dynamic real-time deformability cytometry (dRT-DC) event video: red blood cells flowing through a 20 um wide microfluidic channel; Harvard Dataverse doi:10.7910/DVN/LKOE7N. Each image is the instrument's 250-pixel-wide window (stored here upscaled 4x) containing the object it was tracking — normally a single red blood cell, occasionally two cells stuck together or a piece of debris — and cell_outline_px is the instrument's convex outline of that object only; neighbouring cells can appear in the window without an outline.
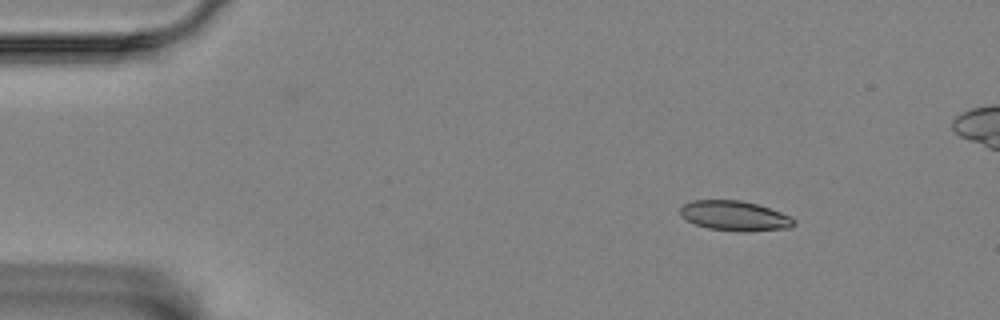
{"species": "Egyptian fruit bat (a non-hibernating species)", "species_latin": "Rousettus aegyptiacus", "temperature_condition": "room temperature", "stored_images_in_passage": 52, "camera_frame_rate_fps": 3000, "um_per_image_px": 0.085, "animal": {"sex": "female"}, "frame": {"image": 1, "passage_image": 1, "time_ms": 0.0, "image_size_px": [1000, 320], "cell_outline_px": [[796, 224], [788, 228], [708, 228], [696, 224], [680, 216], [680, 208], [684, 204], [692, 200], [740, 200], [756, 204], [792, 216], [796, 220]], "centroid_in_image_um": [62.4, 18.27], "position_along_channel_um": 22.6, "area_um2": 18.61}}
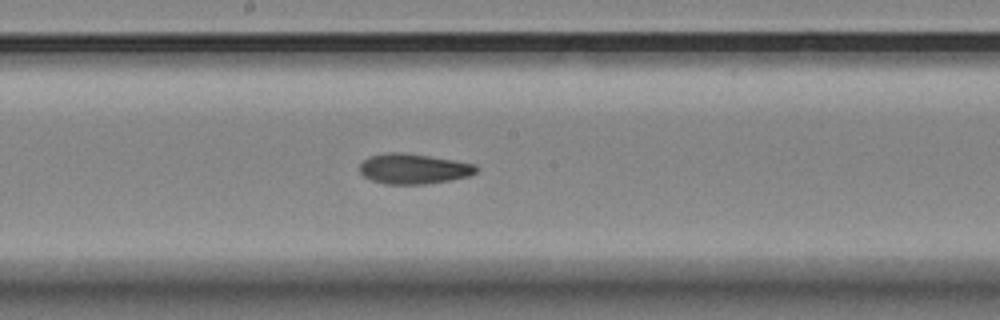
{"frame": {"image": 2, "passage_image": 24, "time_ms": 7.667, "image_size_px": [1000, 320], "cell_outline_px": [[476, 172], [468, 176], [428, 184], [384, 184], [372, 180], [364, 176], [360, 172], [360, 164], [368, 156], [388, 152], [400, 152], [428, 156], [476, 164]], "centroid_in_image_um": [35.11, 14.35], "position_along_channel_um": 213.1, "area_um2": 20.35}}
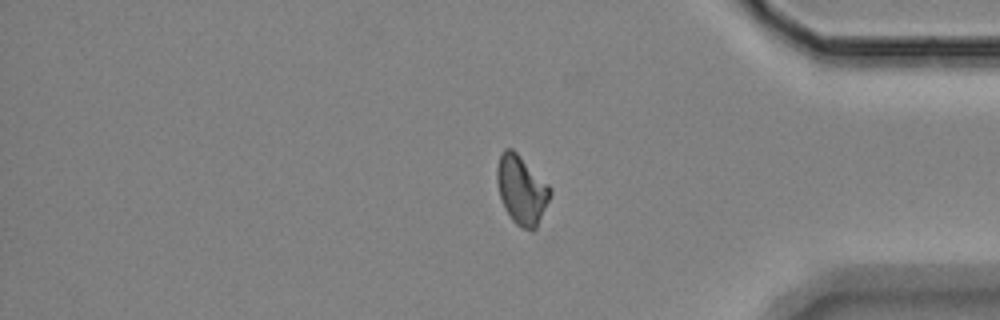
{"frame": {"image": 3, "passage_image": 41, "time_ms": 13.333, "image_size_px": [1000, 320], "cell_outline_px": [[552, 192], [536, 228], [532, 232], [516, 224], [512, 220], [504, 208], [500, 196], [496, 180], [496, 168], [500, 156], [504, 148], [512, 148], [552, 188]], "centroid_in_image_um": [44.32, 16.14], "position_along_channel_um": 390.9, "area_um2": 21.15}, "authors_computed_cell_mechanics": {"area_um2": 20.3456, "velocity_mm_per_s": 3.4812, "shape_relaxation_time_tau1_ms": 7.4401, "shape_relaxation_time_tau2_ms": 4.0456, "deformation_change_tau1": 0.1574, "deformation_change_tau2": 0.0929}}